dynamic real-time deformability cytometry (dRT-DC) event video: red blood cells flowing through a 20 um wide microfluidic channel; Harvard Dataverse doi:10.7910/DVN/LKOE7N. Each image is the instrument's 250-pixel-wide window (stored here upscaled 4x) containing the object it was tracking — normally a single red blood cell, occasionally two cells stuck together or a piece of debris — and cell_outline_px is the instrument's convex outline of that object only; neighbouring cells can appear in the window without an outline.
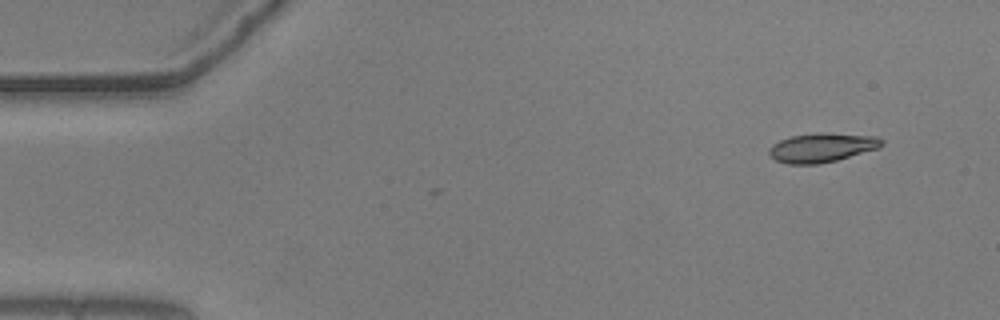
{"species": "common noctule bat (a hibernating species)", "species_latin": "Nyctalus noctula", "temperature_condition": "warm", "stored_images_in_passage": 3, "camera_frame_rate_fps": 3000, "um_per_image_px": 0.085, "animal": {"sex": "male", "body_mass_g": 20.5, "forearm_length_mm": 52.5}, "frame": {"image": 1, "passage_image": 1, "time_ms": 0.0, "image_size_px": [1000, 320], "cell_outline_px": [[884, 144], [880, 148], [836, 160], [816, 164], [788, 164], [776, 160], [768, 156], [768, 148], [772, 144], [780, 140], [792, 136], [820, 132], [876, 136], [884, 140]], "centroid_in_image_um": [69.86, 12.54], "position_along_channel_um": 15.1, "area_um2": 19.25}}